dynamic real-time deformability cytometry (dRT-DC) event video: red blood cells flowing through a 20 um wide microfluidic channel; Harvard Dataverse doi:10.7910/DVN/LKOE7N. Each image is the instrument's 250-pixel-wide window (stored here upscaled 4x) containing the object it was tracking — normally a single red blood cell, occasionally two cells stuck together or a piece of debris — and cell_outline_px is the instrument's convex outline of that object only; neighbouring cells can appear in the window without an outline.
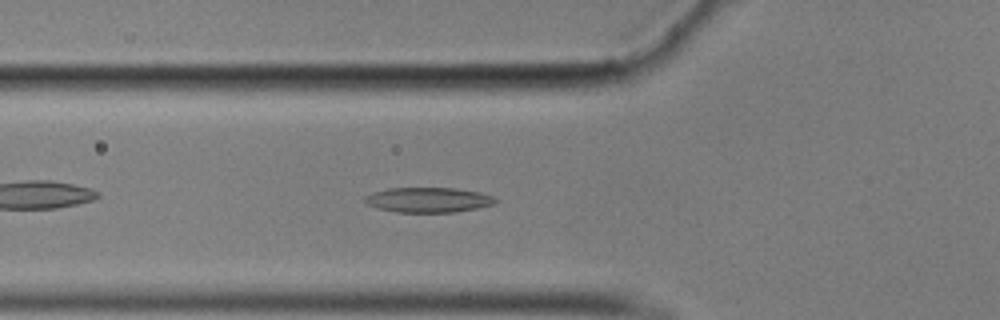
{"species": "common noctule bat (a hibernating species)", "species_latin": "Nyctalus noctula", "temperature_condition": "cold", "stored_images_in_passage": 44, "segment_of_instrument_passage": [1, 2], "camera_frame_rate_fps": 3000, "um_per_image_px": 0.085, "animal": {"sex": "male", "body_mass_g": 17.9}, "frame": {"image": 1, "passage_image": 7, "time_ms": 2.0, "image_size_px": [1000, 320], "cell_outline_px": [[496, 200], [492, 204], [476, 208], [456, 212], [396, 212], [380, 208], [368, 204], [364, 200], [364, 196], [372, 192], [388, 188], [456, 188], [480, 192], [492, 196]], "centroid_in_image_um": [36.38, 16.98], "position_along_channel_um": 89.4, "area_um2": 18.84}}
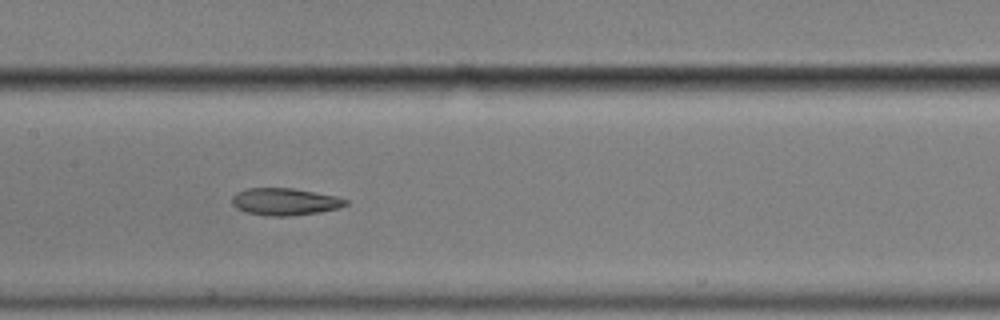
{"frame": {"image": 2, "passage_image": 15, "time_ms": 4.667, "image_size_px": [1000, 320], "cell_outline_px": [[348, 204], [340, 208], [320, 212], [288, 216], [264, 216], [244, 212], [236, 208], [232, 204], [232, 196], [236, 192], [248, 188], [292, 188], [336, 196], [348, 200]], "centroid_in_image_um": [24.19, 17.15], "position_along_channel_um": 183.2, "area_um2": 18.15}}
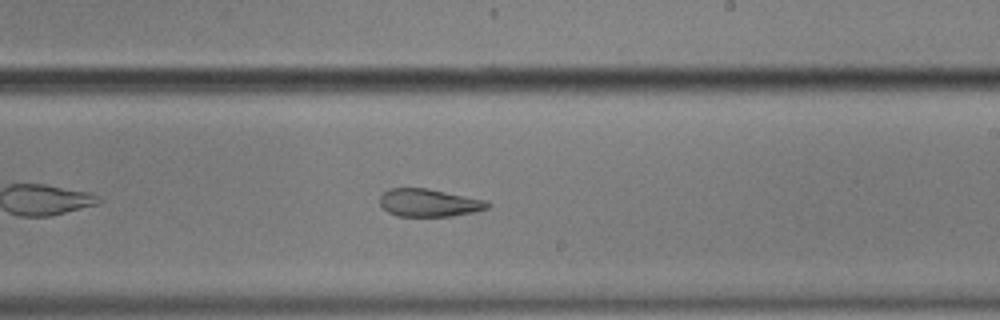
{"frame": {"image": 3, "passage_image": 21, "time_ms": 6.667, "image_size_px": [1000, 320], "cell_outline_px": [[492, 204], [488, 208], [472, 212], [452, 216], [396, 216], [388, 212], [380, 204], [380, 196], [384, 192], [392, 188], [428, 188], [488, 200]], "centroid_in_image_um": [36.5, 17.23], "position_along_channel_um": 252.5, "area_um2": 17.51}}